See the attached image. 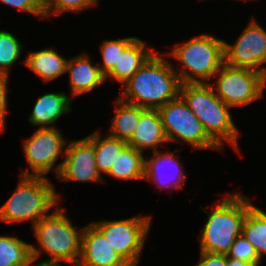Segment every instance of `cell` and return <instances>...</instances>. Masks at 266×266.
I'll return each instance as SVG.
<instances>
[{"mask_svg":"<svg viewBox=\"0 0 266 266\" xmlns=\"http://www.w3.org/2000/svg\"><path fill=\"white\" fill-rule=\"evenodd\" d=\"M162 55L154 52L123 84L119 96L122 101L145 109H158L180 95L182 83L179 76L171 63L163 58L166 54Z\"/></svg>","mask_w":266,"mask_h":266,"instance_id":"cell-1","label":"cell"},{"mask_svg":"<svg viewBox=\"0 0 266 266\" xmlns=\"http://www.w3.org/2000/svg\"><path fill=\"white\" fill-rule=\"evenodd\" d=\"M64 209L61 206L56 207L51 214L32 225L34 235L42 249L31 244L33 262L41 256L42 251L50 254L46 260L36 263L37 266H61L62 261L77 266L83 228L78 231L64 214Z\"/></svg>","mask_w":266,"mask_h":266,"instance_id":"cell-2","label":"cell"},{"mask_svg":"<svg viewBox=\"0 0 266 266\" xmlns=\"http://www.w3.org/2000/svg\"><path fill=\"white\" fill-rule=\"evenodd\" d=\"M180 96L198 117L207 135L222 149L228 142L238 149V129L226 105L217 97L210 83H184Z\"/></svg>","mask_w":266,"mask_h":266,"instance_id":"cell-3","label":"cell"},{"mask_svg":"<svg viewBox=\"0 0 266 266\" xmlns=\"http://www.w3.org/2000/svg\"><path fill=\"white\" fill-rule=\"evenodd\" d=\"M243 194L232 193L212 207L204 223L200 239V252L226 254L236 238L242 234V226L248 209L253 205Z\"/></svg>","mask_w":266,"mask_h":266,"instance_id":"cell-4","label":"cell"},{"mask_svg":"<svg viewBox=\"0 0 266 266\" xmlns=\"http://www.w3.org/2000/svg\"><path fill=\"white\" fill-rule=\"evenodd\" d=\"M53 186L45 176L21 175L16 190L0 207V221L31 220L35 225L59 201Z\"/></svg>","mask_w":266,"mask_h":266,"instance_id":"cell-5","label":"cell"},{"mask_svg":"<svg viewBox=\"0 0 266 266\" xmlns=\"http://www.w3.org/2000/svg\"><path fill=\"white\" fill-rule=\"evenodd\" d=\"M166 55L181 63L177 75L182 84L208 83L224 64V40L205 33L176 45Z\"/></svg>","mask_w":266,"mask_h":266,"instance_id":"cell-6","label":"cell"},{"mask_svg":"<svg viewBox=\"0 0 266 266\" xmlns=\"http://www.w3.org/2000/svg\"><path fill=\"white\" fill-rule=\"evenodd\" d=\"M168 142L184 141L194 149H221L206 133L201 121L179 95L157 109Z\"/></svg>","mask_w":266,"mask_h":266,"instance_id":"cell-7","label":"cell"},{"mask_svg":"<svg viewBox=\"0 0 266 266\" xmlns=\"http://www.w3.org/2000/svg\"><path fill=\"white\" fill-rule=\"evenodd\" d=\"M214 77L217 79L210 85L217 97L230 107L247 105L264 95L266 76L263 73L224 63Z\"/></svg>","mask_w":266,"mask_h":266,"instance_id":"cell-8","label":"cell"},{"mask_svg":"<svg viewBox=\"0 0 266 266\" xmlns=\"http://www.w3.org/2000/svg\"><path fill=\"white\" fill-rule=\"evenodd\" d=\"M152 216L92 222L109 241L110 246L130 265L137 266L147 239Z\"/></svg>","mask_w":266,"mask_h":266,"instance_id":"cell-9","label":"cell"},{"mask_svg":"<svg viewBox=\"0 0 266 266\" xmlns=\"http://www.w3.org/2000/svg\"><path fill=\"white\" fill-rule=\"evenodd\" d=\"M23 150L29 167L22 170L20 175L44 176L54 167L56 176L61 170L63 162L55 166V162L67 145L58 129L40 128L33 135L23 141ZM32 170L33 172L29 171ZM32 173V174H31Z\"/></svg>","mask_w":266,"mask_h":266,"instance_id":"cell-10","label":"cell"},{"mask_svg":"<svg viewBox=\"0 0 266 266\" xmlns=\"http://www.w3.org/2000/svg\"><path fill=\"white\" fill-rule=\"evenodd\" d=\"M224 63L235 68L251 69L266 76V31L252 19L234 44L224 41Z\"/></svg>","mask_w":266,"mask_h":266,"instance_id":"cell-11","label":"cell"},{"mask_svg":"<svg viewBox=\"0 0 266 266\" xmlns=\"http://www.w3.org/2000/svg\"><path fill=\"white\" fill-rule=\"evenodd\" d=\"M65 159L57 177L62 181L103 182L96 161L93 144L85 137L71 141L65 147Z\"/></svg>","mask_w":266,"mask_h":266,"instance_id":"cell-12","label":"cell"},{"mask_svg":"<svg viewBox=\"0 0 266 266\" xmlns=\"http://www.w3.org/2000/svg\"><path fill=\"white\" fill-rule=\"evenodd\" d=\"M77 266H130L93 224L83 228L81 253Z\"/></svg>","mask_w":266,"mask_h":266,"instance_id":"cell-13","label":"cell"},{"mask_svg":"<svg viewBox=\"0 0 266 266\" xmlns=\"http://www.w3.org/2000/svg\"><path fill=\"white\" fill-rule=\"evenodd\" d=\"M152 153L153 157L150 159L145 158L144 180L156 183L160 189L174 187L178 188L179 191V189L183 188L182 185L186 182L187 175H184L183 166L180 165L179 159L174 155L175 151L174 153L166 151L164 153L158 150L156 152L152 151ZM166 169L170 173L165 172Z\"/></svg>","mask_w":266,"mask_h":266,"instance_id":"cell-14","label":"cell"},{"mask_svg":"<svg viewBox=\"0 0 266 266\" xmlns=\"http://www.w3.org/2000/svg\"><path fill=\"white\" fill-rule=\"evenodd\" d=\"M90 61L87 54L78 55L68 60L66 73L70 78L71 95L87 93L106 82L99 66L92 65Z\"/></svg>","mask_w":266,"mask_h":266,"instance_id":"cell-15","label":"cell"},{"mask_svg":"<svg viewBox=\"0 0 266 266\" xmlns=\"http://www.w3.org/2000/svg\"><path fill=\"white\" fill-rule=\"evenodd\" d=\"M161 143L162 145L168 143V140L160 114L157 109H145L141 113L139 123L127 144L140 152H143L144 148H152L153 152H156Z\"/></svg>","mask_w":266,"mask_h":266,"instance_id":"cell-16","label":"cell"},{"mask_svg":"<svg viewBox=\"0 0 266 266\" xmlns=\"http://www.w3.org/2000/svg\"><path fill=\"white\" fill-rule=\"evenodd\" d=\"M72 99L64 92L46 93L35 102L28 121L40 128H53L55 123L65 113L71 111Z\"/></svg>","mask_w":266,"mask_h":266,"instance_id":"cell-17","label":"cell"},{"mask_svg":"<svg viewBox=\"0 0 266 266\" xmlns=\"http://www.w3.org/2000/svg\"><path fill=\"white\" fill-rule=\"evenodd\" d=\"M146 43L135 38L122 53L113 69L105 76V80L112 78L122 85L128 81L135 72L145 63V61L154 53L146 48Z\"/></svg>","mask_w":266,"mask_h":266,"instance_id":"cell-18","label":"cell"},{"mask_svg":"<svg viewBox=\"0 0 266 266\" xmlns=\"http://www.w3.org/2000/svg\"><path fill=\"white\" fill-rule=\"evenodd\" d=\"M24 62L26 67L47 83L66 73L68 60L50 48L35 52L31 51Z\"/></svg>","mask_w":266,"mask_h":266,"instance_id":"cell-19","label":"cell"},{"mask_svg":"<svg viewBox=\"0 0 266 266\" xmlns=\"http://www.w3.org/2000/svg\"><path fill=\"white\" fill-rule=\"evenodd\" d=\"M108 175L118 180H143L145 178L143 152L127 145L112 164Z\"/></svg>","mask_w":266,"mask_h":266,"instance_id":"cell-20","label":"cell"},{"mask_svg":"<svg viewBox=\"0 0 266 266\" xmlns=\"http://www.w3.org/2000/svg\"><path fill=\"white\" fill-rule=\"evenodd\" d=\"M117 108L113 118L110 136L128 142L134 134L139 123L141 113L145 108L122 101L119 97L116 99Z\"/></svg>","mask_w":266,"mask_h":266,"instance_id":"cell-21","label":"cell"},{"mask_svg":"<svg viewBox=\"0 0 266 266\" xmlns=\"http://www.w3.org/2000/svg\"><path fill=\"white\" fill-rule=\"evenodd\" d=\"M94 146L95 161L100 175L108 174L112 164L128 145L126 141L114 138L110 135L101 138L99 131L92 133L86 137Z\"/></svg>","mask_w":266,"mask_h":266,"instance_id":"cell-22","label":"cell"},{"mask_svg":"<svg viewBox=\"0 0 266 266\" xmlns=\"http://www.w3.org/2000/svg\"><path fill=\"white\" fill-rule=\"evenodd\" d=\"M242 234L254 246L261 260L266 254V212L252 205L244 219Z\"/></svg>","mask_w":266,"mask_h":266,"instance_id":"cell-23","label":"cell"},{"mask_svg":"<svg viewBox=\"0 0 266 266\" xmlns=\"http://www.w3.org/2000/svg\"><path fill=\"white\" fill-rule=\"evenodd\" d=\"M31 244L15 236L0 235V266H30Z\"/></svg>","mask_w":266,"mask_h":266,"instance_id":"cell-24","label":"cell"},{"mask_svg":"<svg viewBox=\"0 0 266 266\" xmlns=\"http://www.w3.org/2000/svg\"><path fill=\"white\" fill-rule=\"evenodd\" d=\"M23 45L12 33L0 30V72L9 76V67L22 54Z\"/></svg>","mask_w":266,"mask_h":266,"instance_id":"cell-25","label":"cell"},{"mask_svg":"<svg viewBox=\"0 0 266 266\" xmlns=\"http://www.w3.org/2000/svg\"><path fill=\"white\" fill-rule=\"evenodd\" d=\"M136 37H126L118 40H105L100 48L103 65H98L102 74L106 76L118 62L120 53L135 39Z\"/></svg>","mask_w":266,"mask_h":266,"instance_id":"cell-26","label":"cell"},{"mask_svg":"<svg viewBox=\"0 0 266 266\" xmlns=\"http://www.w3.org/2000/svg\"><path fill=\"white\" fill-rule=\"evenodd\" d=\"M98 0H44L45 18H50L51 14H60L66 11L80 12L83 9L93 7Z\"/></svg>","mask_w":266,"mask_h":266,"instance_id":"cell-27","label":"cell"},{"mask_svg":"<svg viewBox=\"0 0 266 266\" xmlns=\"http://www.w3.org/2000/svg\"><path fill=\"white\" fill-rule=\"evenodd\" d=\"M227 257L242 260L248 263H252L255 266H260L261 260L254 248V246L241 234L231 245L229 251L226 253Z\"/></svg>","mask_w":266,"mask_h":266,"instance_id":"cell-28","label":"cell"},{"mask_svg":"<svg viewBox=\"0 0 266 266\" xmlns=\"http://www.w3.org/2000/svg\"><path fill=\"white\" fill-rule=\"evenodd\" d=\"M0 2L36 16L45 17L44 0H0Z\"/></svg>","mask_w":266,"mask_h":266,"instance_id":"cell-29","label":"cell"},{"mask_svg":"<svg viewBox=\"0 0 266 266\" xmlns=\"http://www.w3.org/2000/svg\"><path fill=\"white\" fill-rule=\"evenodd\" d=\"M9 76L0 72V131L5 129V115L7 113V92Z\"/></svg>","mask_w":266,"mask_h":266,"instance_id":"cell-30","label":"cell"},{"mask_svg":"<svg viewBox=\"0 0 266 266\" xmlns=\"http://www.w3.org/2000/svg\"><path fill=\"white\" fill-rule=\"evenodd\" d=\"M200 261L196 266H226L227 256L226 254H212L206 252H200Z\"/></svg>","mask_w":266,"mask_h":266,"instance_id":"cell-31","label":"cell"},{"mask_svg":"<svg viewBox=\"0 0 266 266\" xmlns=\"http://www.w3.org/2000/svg\"><path fill=\"white\" fill-rule=\"evenodd\" d=\"M226 266H255V265L252 263L242 261V260H237V259L227 257V265Z\"/></svg>","mask_w":266,"mask_h":266,"instance_id":"cell-32","label":"cell"}]
</instances>
